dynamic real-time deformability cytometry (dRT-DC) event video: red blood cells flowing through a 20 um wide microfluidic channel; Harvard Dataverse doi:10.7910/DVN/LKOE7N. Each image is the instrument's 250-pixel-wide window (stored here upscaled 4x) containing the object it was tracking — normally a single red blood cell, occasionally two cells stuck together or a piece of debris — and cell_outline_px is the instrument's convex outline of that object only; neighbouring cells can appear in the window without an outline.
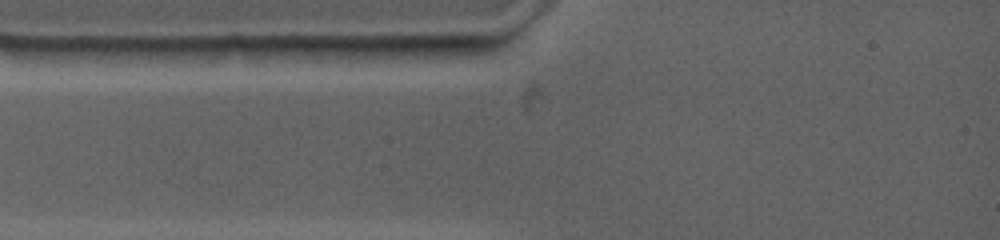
{"species": "common noctule bat (a hibernating species)", "species_latin": "Nyctalus noctula", "temperature_condition": "warm", "stored_images_in_passage": 1, "camera_frame_rate_fps": 4500, "um_per_image_px": 0.085, "animal": {"sex": "female", "body_mass_g": 19.0, "forearm_length_mm": 53.3}, "frame": {"image": 1, "passage_image": 1, "time_ms": 0.0, "image_size_px": [1000, 240], "cell_outline_px": [[260, 48], [208, 64], [116, 48], [228, 44], [240, 44]], "centroid_in_image_um": [16.73, 4.41], "position_along_channel_um": 68.3, "area_um2": 10.58}}